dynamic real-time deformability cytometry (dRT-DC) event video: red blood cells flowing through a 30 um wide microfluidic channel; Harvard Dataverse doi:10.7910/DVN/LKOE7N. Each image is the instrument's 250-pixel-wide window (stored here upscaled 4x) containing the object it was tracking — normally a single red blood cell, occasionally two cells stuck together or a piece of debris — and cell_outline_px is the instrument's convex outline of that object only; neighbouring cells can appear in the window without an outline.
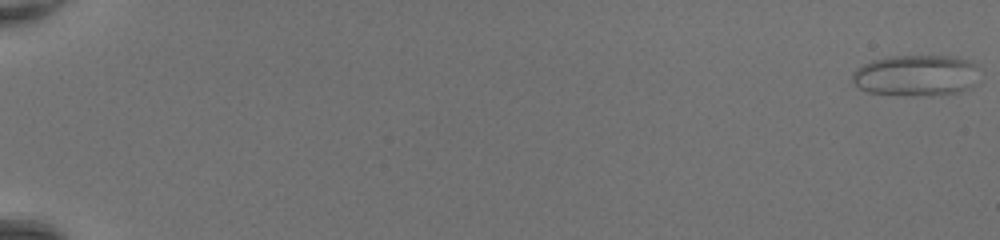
{"species": "common noctule bat (a hibernating species)", "species_latin": "Nyctalus noctula", "temperature_condition": "room temperature", "stored_images_in_passage": 50, "camera_frame_rate_fps": 3000, "um_per_image_px": 0.085, "animal": {"sex": "female", "body_mass_g": 20.0, "forearm_length_mm": 54.0}, "frame": {"image": 1, "passage_image": 1, "time_ms": 0.0, "image_size_px": [1000, 240], "cell_outline_px": [[980, 80], [972, 88], [960, 92], [932, 96], [908, 96], [868, 92], [856, 88], [852, 80], [852, 72], [856, 68], [872, 60], [892, 56], [956, 56], [972, 60], [976, 64]], "centroid_in_image_um": [77.92, 6.43], "position_along_channel_um": 7.1, "area_um2": 31.44}}
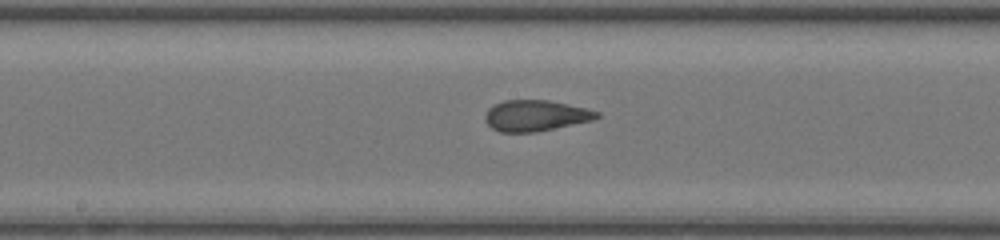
{"frame": {"image": 2, "passage_image": 29, "time_ms": 9.333, "image_size_px": [1000, 240], "cell_outline_px": [[600, 116], [592, 120], [536, 132], [500, 132], [492, 128], [484, 120], [484, 116], [488, 108], [504, 100], [548, 100], [588, 108], [600, 112]], "centroid_in_image_um": [45.52, 9.82], "position_along_channel_um": 202.7, "area_um2": 20.17}}
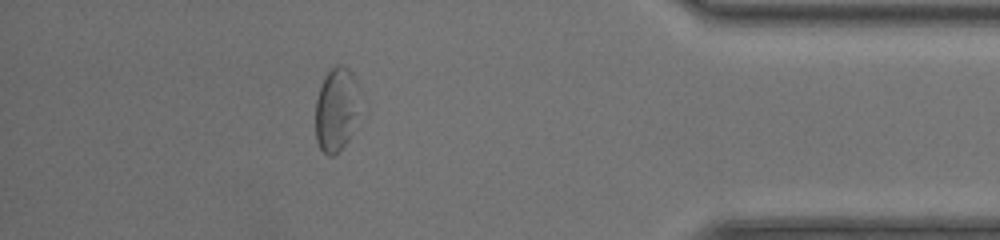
{"frame": {"image": 3, "passage_image": 45, "time_ms": 14.667, "image_size_px": [1000, 240], "cell_outline_px": [[356, 80], [352, 112], [348, 140], [332, 156], [328, 156], [320, 148], [316, 140], [316, 100], [320, 84], [324, 76], [336, 64], [340, 64], [348, 68], [352, 72]], "centroid_in_image_um": [28.45, 9.25], "position_along_channel_um": 406.7, "area_um2": 20.06}, "authors_computed_cell_mechanics": {"area_um2": 22.7443, "velocity_mm_per_s": 4.4039, "shape_relaxation_time_tau1_ms": null, "shape_relaxation_time_tau2_ms": 0.8754, "deformation_change_tau1": null, "deformation_change_tau2": 0.0751}}